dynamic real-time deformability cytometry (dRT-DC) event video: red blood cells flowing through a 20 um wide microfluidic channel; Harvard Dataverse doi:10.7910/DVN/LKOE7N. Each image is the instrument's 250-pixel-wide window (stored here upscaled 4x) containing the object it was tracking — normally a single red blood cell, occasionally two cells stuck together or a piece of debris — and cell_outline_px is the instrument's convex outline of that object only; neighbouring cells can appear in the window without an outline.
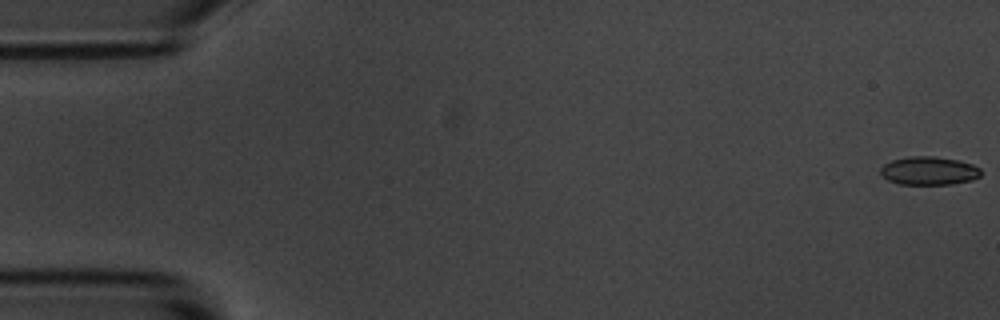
{"species": "common noctule bat (a hibernating species)", "species_latin": "Nyctalus noctula", "temperature_condition": "room temperature", "stored_images_in_passage": 6, "camera_frame_rate_fps": 3000, "um_per_image_px": 0.085, "animal": {"sex": "male", "body_mass_g": 20.1, "forearm_length_mm": 53.5}, "frame": {"image": 1, "passage_image": 1, "time_ms": 0.0, "image_size_px": [1000, 320], "cell_outline_px": [[980, 176], [972, 180], [952, 184], [900, 184], [888, 180], [880, 172], [880, 168], [884, 164], [892, 160], [908, 156], [936, 156], [960, 160], [972, 164], [980, 168]], "centroid_in_image_um": [78.97, 14.5], "position_along_channel_um": 6.0, "area_um2": 16.65}}
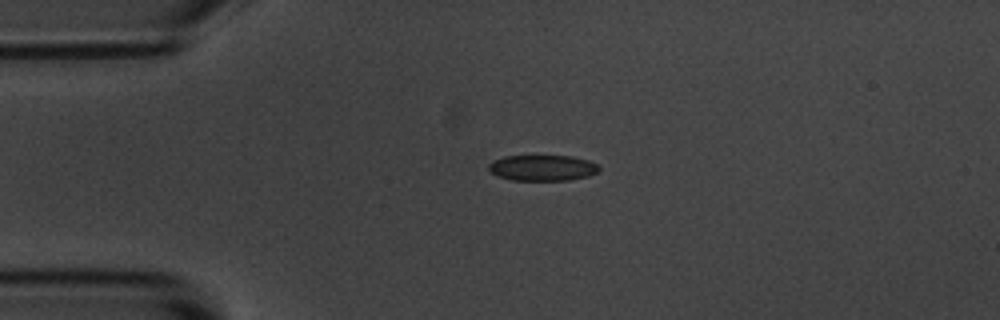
{"frame": {"image": 2, "passage_image": 4, "time_ms": 4.0, "image_size_px": [1000, 320], "cell_outline_px": [[600, 168], [596, 172], [588, 176], [568, 180], [512, 180], [496, 176], [488, 168], [488, 164], [492, 160], [504, 156], [572, 156], [588, 160], [596, 164]], "centroid_in_image_um": [46.07, 14.26], "position_along_channel_um": 38.9, "area_um2": 16.59}}